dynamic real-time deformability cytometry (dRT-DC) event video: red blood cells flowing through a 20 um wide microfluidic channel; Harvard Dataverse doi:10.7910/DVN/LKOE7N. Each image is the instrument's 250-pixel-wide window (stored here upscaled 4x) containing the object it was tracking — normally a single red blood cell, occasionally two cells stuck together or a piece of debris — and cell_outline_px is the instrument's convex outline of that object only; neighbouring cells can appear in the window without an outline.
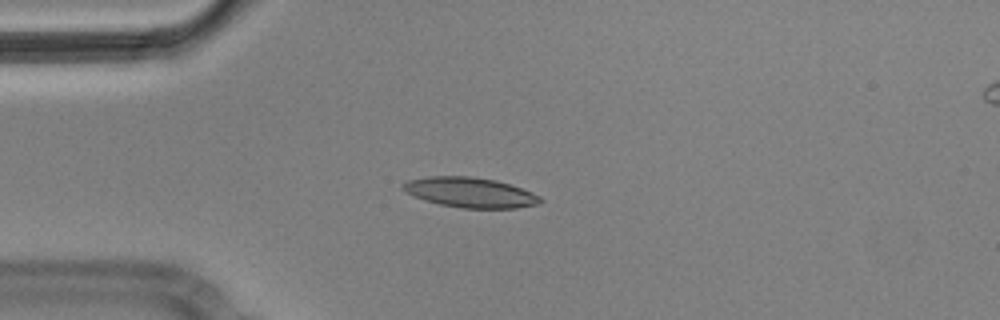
{"species": "Egyptian fruit bat (a non-hibernating species)", "species_latin": "Rousettus aegyptiacus", "temperature_condition": "cold", "stored_images_in_passage": 5, "camera_frame_rate_fps": 3000, "um_per_image_px": 0.085, "animal": {"sex": "male"}, "frame": {"image": 1, "passage_image": 4, "time_ms": 1.0, "image_size_px": [1000, 320], "cell_outline_px": [[544, 200], [536, 204], [516, 208], [460, 208], [440, 204], [424, 200], [400, 188], [408, 180], [428, 176], [468, 176], [496, 180], [532, 192], [540, 196]], "centroid_in_image_um": [39.97, 16.36], "position_along_channel_um": 45.0, "area_um2": 23.81}}